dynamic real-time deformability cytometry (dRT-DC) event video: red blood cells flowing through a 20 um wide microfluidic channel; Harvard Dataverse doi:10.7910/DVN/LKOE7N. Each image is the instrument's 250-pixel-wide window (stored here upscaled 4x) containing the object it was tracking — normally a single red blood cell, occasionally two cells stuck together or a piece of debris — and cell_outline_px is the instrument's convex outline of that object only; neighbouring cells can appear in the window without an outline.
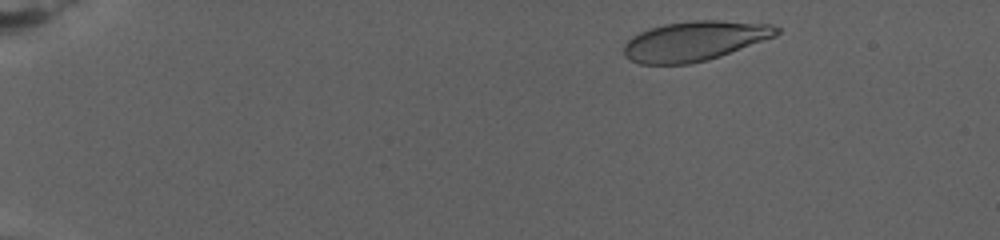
{"species": "human", "species_latin": "Homo sapiens", "temperature_condition": "warm", "stored_images_in_passage": 86, "camera_frame_rate_fps": 3000, "um_per_image_px": 0.085, "donor": {"sex": "female"}, "frame": {"image": 1, "passage_image": 7, "time_ms": 1.333, "image_size_px": [1000, 240], "cell_outline_px": [[780, 32], [776, 36], [720, 56], [708, 60], [688, 64], [640, 64], [628, 60], [624, 56], [624, 44], [632, 36], [648, 28], [664, 24], [688, 20], [720, 20], [772, 24], [780, 28]], "centroid_in_image_um": [59.03, 3.48], "position_along_channel_um": 26.0, "area_um2": 35.6}}
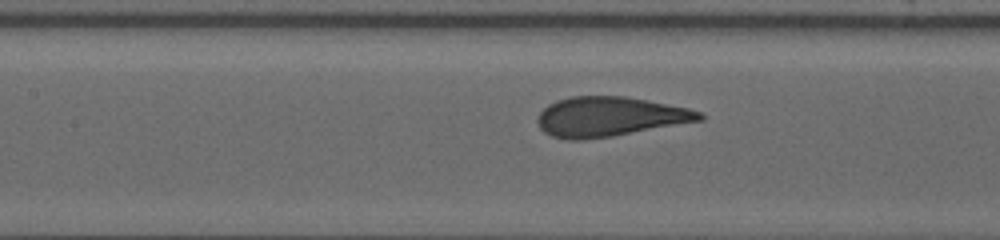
{"frame": {"image": 2, "passage_image": 36, "time_ms": 10.667, "image_size_px": [1000, 240], "cell_outline_px": [[704, 120], [612, 136], [580, 140], [568, 140], [552, 136], [544, 132], [540, 128], [536, 120], [540, 112], [548, 104], [556, 100], [572, 96], [624, 96], [688, 108], [700, 112], [704, 116]], "centroid_in_image_um": [51.79, 9.92], "position_along_channel_um": 155.6, "area_um2": 37.28}}
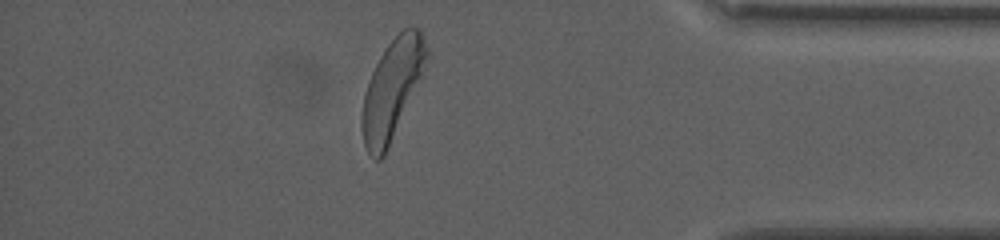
{"frame": {"image": 3, "passage_image": 75, "time_ms": 21.0, "image_size_px": [1000, 240], "cell_outline_px": [[432, 52], [388, 148], [384, 156], [380, 160], [376, 160], [368, 152], [364, 144], [360, 124], [364, 92], [372, 72], [380, 56], [388, 44], [408, 24], [416, 28], [420, 32]], "centroid_in_image_um": [33.33, 7.55], "position_along_channel_um": 401.9, "area_um2": 37.17}, "authors_computed_cell_mechanics": {"area_um2": 37.0498, "velocity_mm_per_s": 2.6258, "shape_relaxation_time_tau1_ms": 4.5078, "shape_relaxation_time_tau2_ms": null, "deformation_change_tau1": 0.1815, "deformation_change_tau2": null}}